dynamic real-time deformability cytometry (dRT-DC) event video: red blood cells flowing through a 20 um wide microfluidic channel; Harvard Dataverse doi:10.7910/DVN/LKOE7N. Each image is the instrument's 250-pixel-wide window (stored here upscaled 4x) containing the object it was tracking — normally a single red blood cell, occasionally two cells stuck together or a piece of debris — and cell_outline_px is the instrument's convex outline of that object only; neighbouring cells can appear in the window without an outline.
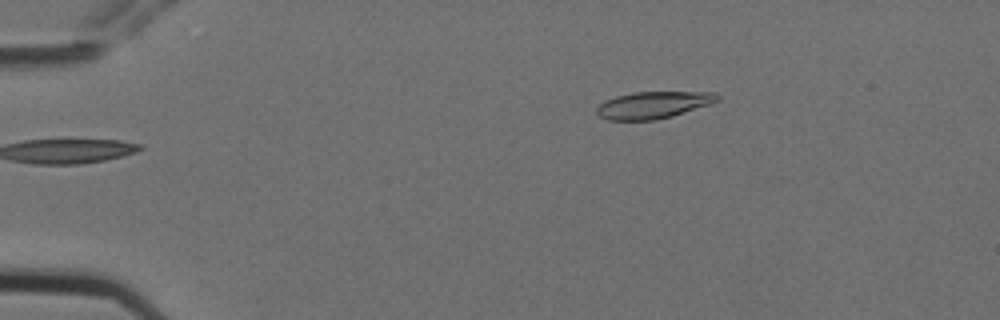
{"species": "Egyptian fruit bat (a non-hibernating species)", "species_latin": "Rousettus aegyptiacus", "temperature_condition": "cold", "stored_images_in_passage": 4, "camera_frame_rate_fps": 3000, "um_per_image_px": 0.085, "animal": {"sex": "female"}, "frame": {"image": 1, "passage_image": 1, "time_ms": 0.0, "image_size_px": [1000, 320], "cell_outline_px": [[720, 100], [712, 104], [672, 116], [656, 120], [608, 120], [600, 116], [596, 112], [596, 108], [600, 104], [616, 96], [636, 92], [712, 92], [720, 96]], "centroid_in_image_um": [55.57, 8.93], "position_along_channel_um": 29.4, "area_um2": 18.9}}
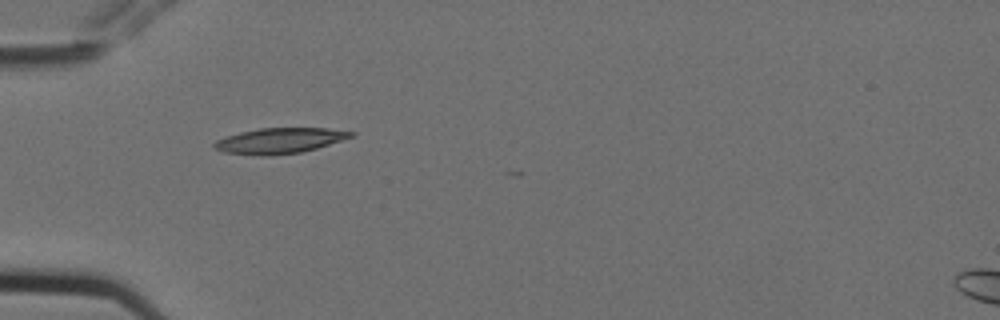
{"frame": {"image": 2, "passage_image": 3, "time_ms": 0.667, "image_size_px": [1000, 320], "cell_outline_px": [[356, 136], [316, 148], [300, 152], [268, 156], [264, 156], [224, 152], [216, 148], [212, 144], [216, 140], [240, 132], [260, 128], [328, 128], [356, 132]], "centroid_in_image_um": [23.81, 11.95], "position_along_channel_um": 61.2, "area_um2": 20.23}}
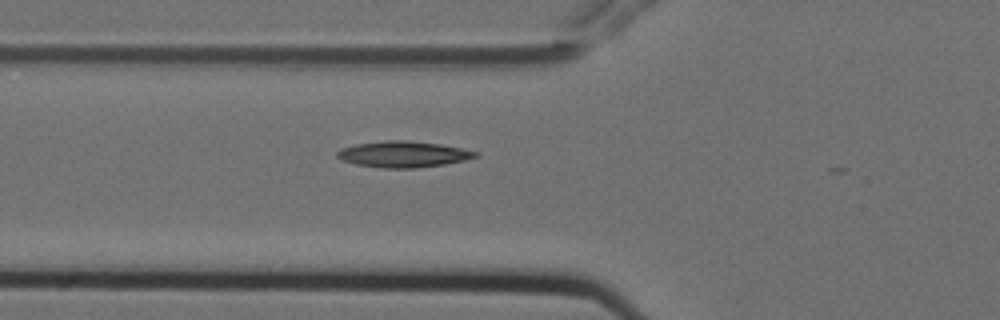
{"frame": {"image": 3, "passage_image": 4, "time_ms": 1.0, "image_size_px": [1000, 320], "cell_outline_px": [[480, 156], [464, 160], [444, 164], [416, 168], [380, 168], [356, 164], [344, 160], [336, 156], [336, 152], [340, 148], [356, 144], [388, 140], [408, 140], [440, 144], [480, 152]], "centroid_in_image_um": [34.29, 13.11], "position_along_channel_um": 91.5, "area_um2": 21.04}}